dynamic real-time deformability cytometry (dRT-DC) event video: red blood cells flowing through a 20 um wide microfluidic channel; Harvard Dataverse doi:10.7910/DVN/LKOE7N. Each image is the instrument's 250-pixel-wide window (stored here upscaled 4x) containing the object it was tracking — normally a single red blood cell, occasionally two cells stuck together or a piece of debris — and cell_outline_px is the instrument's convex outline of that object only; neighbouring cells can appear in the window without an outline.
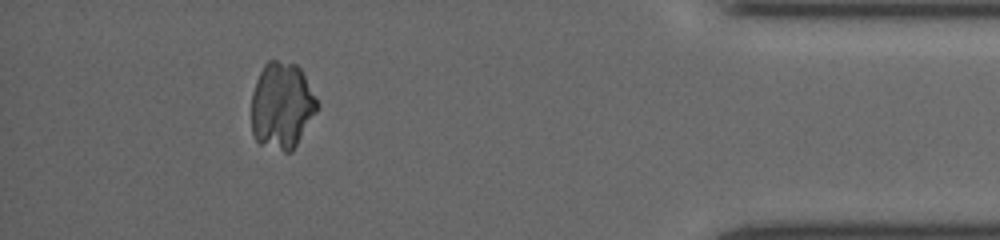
{"species": "common noctule bat (a hibernating species)", "species_latin": "Nyctalus noctula", "temperature_condition": "cold", "stored_images_in_passage": 33, "camera_frame_rate_fps": 3000, "um_per_image_px": 0.085, "animal": {"sex": "female", "body_mass_g": 19.5, "forearm_length_mm": 54.1}, "frame": {"image": 1, "passage_image": 29, "time_ms": 12.333, "image_size_px": [1000, 240], "cell_outline_px": [[316, 112], [292, 152], [284, 152], [260, 144], [256, 140], [252, 132], [252, 92], [256, 80], [264, 64], [268, 60], [276, 60], [296, 64], [300, 68], [316, 96]], "centroid_in_image_um": [23.94, 8.98], "position_along_channel_um": 411.3, "area_um2": 33.12}}